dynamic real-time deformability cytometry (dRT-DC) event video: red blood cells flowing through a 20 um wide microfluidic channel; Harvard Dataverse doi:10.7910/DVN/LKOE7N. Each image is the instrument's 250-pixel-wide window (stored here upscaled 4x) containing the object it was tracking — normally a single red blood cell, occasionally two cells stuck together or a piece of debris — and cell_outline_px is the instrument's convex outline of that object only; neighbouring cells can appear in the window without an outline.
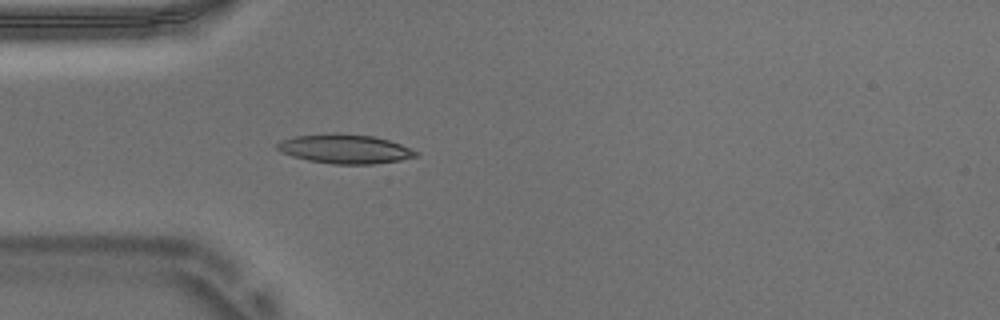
{"species": "Egyptian fruit bat (a non-hibernating species)", "species_latin": "Rousettus aegyptiacus", "temperature_condition": "warm", "stored_images_in_passage": 28, "camera_frame_rate_fps": 3000, "um_per_image_px": 0.085, "animal": {"sex": "male"}, "frame": {"image": 1, "passage_image": 5, "time_ms": 1.333, "image_size_px": [1000, 320], "cell_outline_px": [[420, 156], [400, 160], [372, 164], [332, 164], [308, 160], [292, 156], [280, 152], [276, 148], [276, 144], [280, 140], [296, 136], [332, 132], [336, 132], [372, 136], [388, 140], [400, 144], [420, 152]], "centroid_in_image_um": [29.31, 12.65], "position_along_channel_um": 55.7, "area_um2": 23.81}}